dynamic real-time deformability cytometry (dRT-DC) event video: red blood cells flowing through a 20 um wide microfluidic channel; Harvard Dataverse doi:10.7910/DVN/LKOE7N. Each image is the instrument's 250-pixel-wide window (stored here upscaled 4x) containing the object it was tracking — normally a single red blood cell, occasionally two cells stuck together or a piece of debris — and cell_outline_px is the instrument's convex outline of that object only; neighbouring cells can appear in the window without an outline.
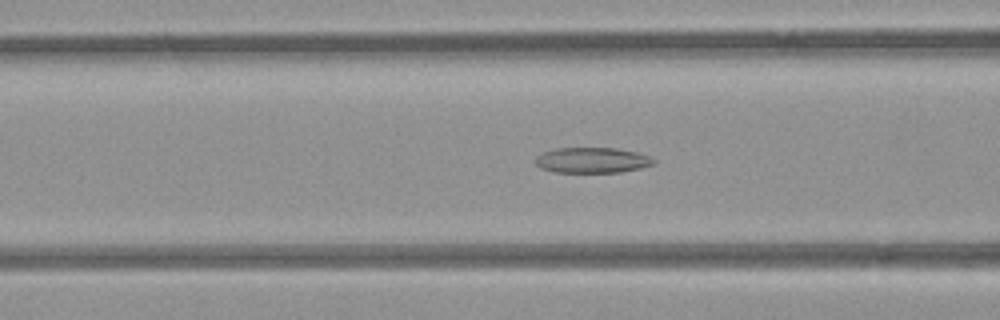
{"species": "common noctule bat (a hibernating species)", "species_latin": "Nyctalus noctula", "temperature_condition": "room temperature", "stored_images_in_passage": 53, "camera_frame_rate_fps": 3000, "um_per_image_px": 0.085, "animal": {"sex": "female", "body_mass_g": 21.9}, "frame": {"image": 1, "passage_image": 20, "time_ms": 6.333, "image_size_px": [1000, 320], "cell_outline_px": [[656, 164], [640, 168], [620, 172], [556, 172], [540, 168], [536, 164], [536, 156], [544, 152], [556, 148], [616, 148], [636, 152], [648, 156], [656, 160]], "centroid_in_image_um": [50.35, 13.62], "position_along_channel_um": 116.3, "area_um2": 17.51}}
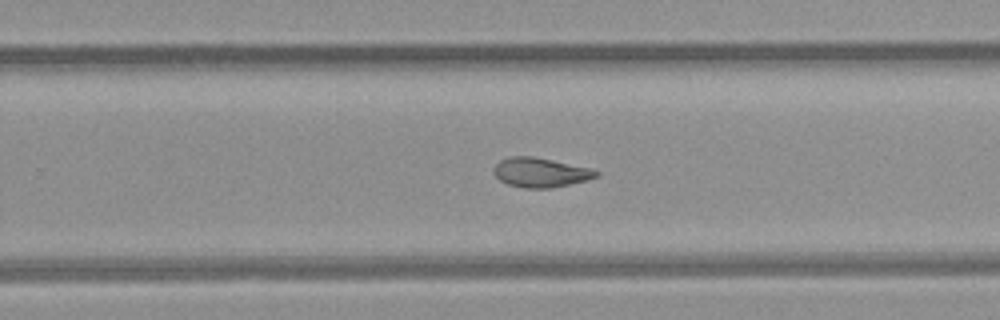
{"frame": {"image": 2, "passage_image": 33, "time_ms": 10.667, "image_size_px": [1000, 320], "cell_outline_px": [[600, 176], [588, 180], [552, 188], [524, 188], [508, 184], [500, 180], [492, 172], [492, 168], [500, 160], [508, 156], [532, 156], [592, 168], [600, 172]], "centroid_in_image_um": [45.95, 14.66], "position_along_channel_um": 283.8, "area_um2": 17.8}}
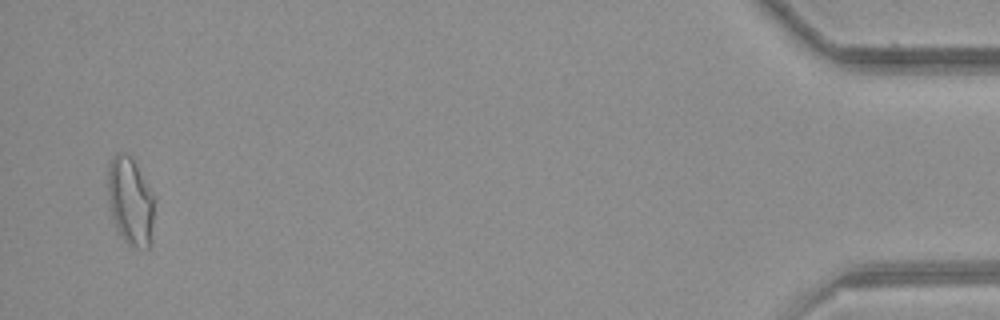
{"frame": {"image": 3, "passage_image": 51, "time_ms": 16.667, "image_size_px": [1000, 320], "cell_outline_px": [[152, 220], [148, 248], [128, 244], [124, 240], [116, 228], [112, 220], [108, 200], [108, 164], [116, 152], [120, 152], [128, 156], [132, 160], [152, 196]], "centroid_in_image_um": [11.0, 17.1], "position_along_channel_um": 424.2, "area_um2": 22.66}, "authors_computed_cell_mechanics": {"area_um2": 19.2474, "velocity_mm_per_s": 3.8716, "shape_relaxation_time_tau1_ms": null, "shape_relaxation_time_tau2_ms": 4.5303, "deformation_change_tau1": null, "deformation_change_tau2": 0.1204}}